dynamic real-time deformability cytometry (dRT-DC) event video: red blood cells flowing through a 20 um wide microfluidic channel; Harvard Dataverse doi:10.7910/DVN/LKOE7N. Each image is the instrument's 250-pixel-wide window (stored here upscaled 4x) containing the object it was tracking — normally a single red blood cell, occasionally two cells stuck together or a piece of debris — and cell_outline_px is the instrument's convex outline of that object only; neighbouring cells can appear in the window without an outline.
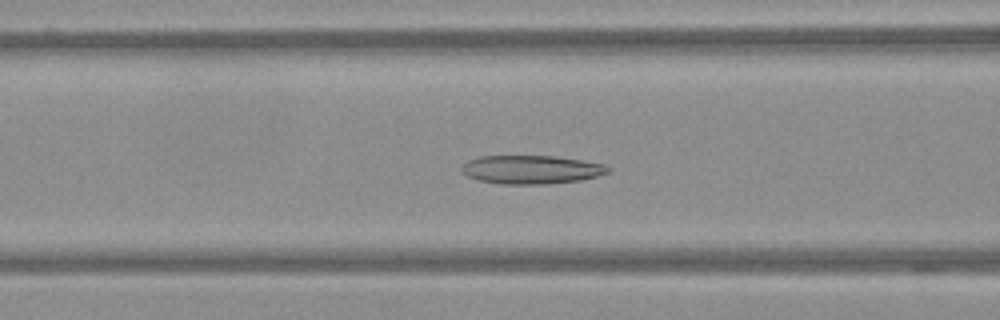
{"species": "Egyptian fruit bat (a non-hibernating species)", "species_latin": "Rousettus aegyptiacus", "temperature_condition": "warm", "stored_images_in_passage": 44, "camera_frame_rate_fps": 3000, "um_per_image_px": 0.085, "frame": {"image": 1, "passage_image": 10, "time_ms": 3.0, "image_size_px": [1000, 320], "cell_outline_px": [[612, 168], [608, 172], [596, 176], [580, 180], [548, 184], [504, 184], [480, 180], [468, 176], [460, 168], [468, 160], [480, 156], [556, 156], [584, 160], [604, 164]], "centroid_in_image_um": [45.2, 14.4], "position_along_channel_um": 121.4, "area_um2": 24.28}}
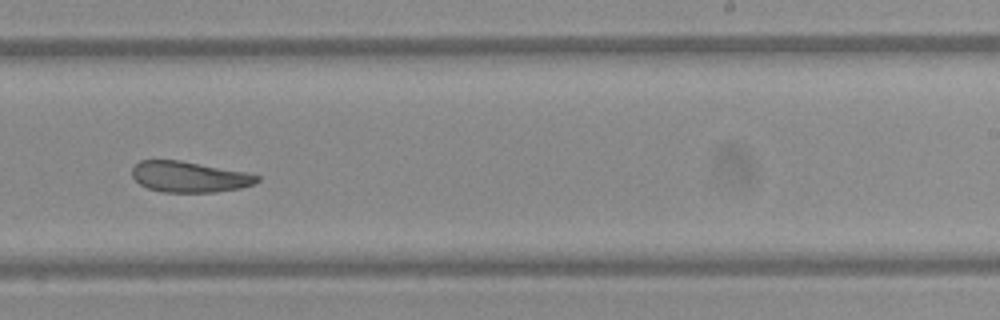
{"frame": {"image": 2, "passage_image": 23, "time_ms": 7.333, "image_size_px": [1000, 320], "cell_outline_px": [[260, 180], [252, 184], [240, 188], [216, 192], [164, 192], [148, 188], [140, 184], [132, 176], [132, 168], [140, 160], [180, 160], [248, 172], [260, 176]], "centroid_in_image_um": [16.11, 15.02], "position_along_channel_um": 272.9, "area_um2": 22.48}}
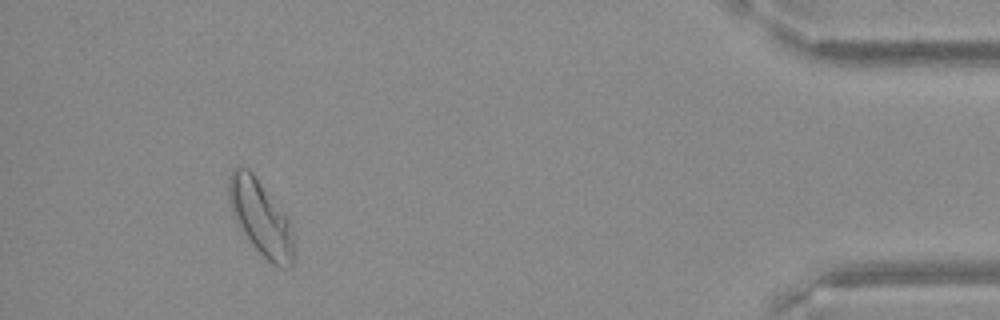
{"frame": {"image": 3, "passage_image": 40, "time_ms": 13.0, "image_size_px": [1000, 320], "cell_outline_px": [[292, 264], [288, 268], [280, 268], [272, 264], [240, 232], [232, 212], [228, 196], [228, 176], [232, 168], [248, 168], [252, 172], [288, 216], [292, 232]], "centroid_in_image_um": [22.13, 18.49], "position_along_channel_um": 413.1, "area_um2": 28.38}}